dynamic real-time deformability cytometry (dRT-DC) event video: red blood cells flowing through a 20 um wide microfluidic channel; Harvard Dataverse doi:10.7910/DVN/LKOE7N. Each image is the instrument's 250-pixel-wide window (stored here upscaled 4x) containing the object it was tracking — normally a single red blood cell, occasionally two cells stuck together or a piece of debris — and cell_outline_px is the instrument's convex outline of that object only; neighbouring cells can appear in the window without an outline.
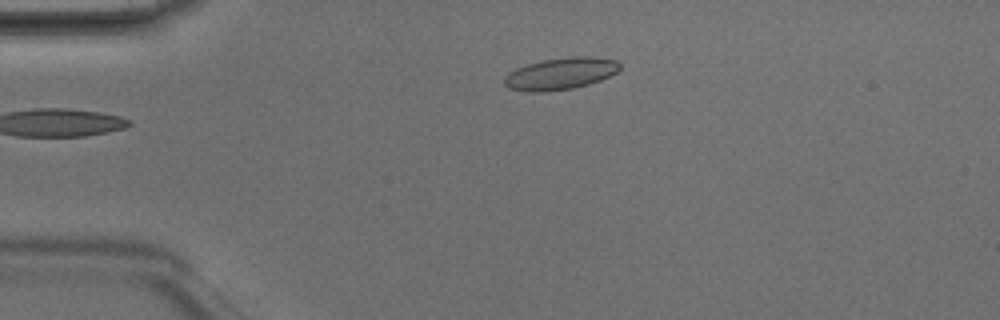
{"species": "Egyptian fruit bat (a non-hibernating species)", "species_latin": "Rousettus aegyptiacus", "temperature_condition": "room temperature", "stored_images_in_passage": 5, "camera_frame_rate_fps": 3000, "um_per_image_px": 0.085, "animal": {"sex": "male"}, "frame": {"image": 1, "passage_image": 5, "time_ms": 1.333, "image_size_px": [1000, 320], "cell_outline_px": [[620, 68], [616, 72], [600, 80], [588, 84], [572, 88], [544, 92], [532, 92], [508, 88], [504, 84], [504, 76], [508, 72], [516, 68], [528, 64], [544, 60], [568, 56], [588, 56], [616, 60], [620, 64]], "centroid_in_image_um": [47.62, 6.25], "position_along_channel_um": 37.4, "area_um2": 21.39}}